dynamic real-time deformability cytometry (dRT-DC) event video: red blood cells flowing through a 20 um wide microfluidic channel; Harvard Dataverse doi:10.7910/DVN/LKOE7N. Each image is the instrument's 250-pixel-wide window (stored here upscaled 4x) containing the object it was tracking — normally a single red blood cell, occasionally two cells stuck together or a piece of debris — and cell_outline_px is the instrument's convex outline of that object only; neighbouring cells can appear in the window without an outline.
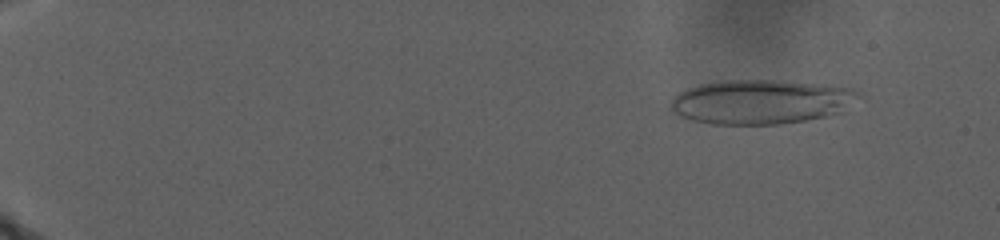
{"species": "human", "species_latin": "Homo sapiens", "temperature_condition": "warm", "stored_images_in_passage": 54, "camera_frame_rate_fps": 3000, "um_per_image_px": 0.085, "donor": {"sex": "male"}, "frame": {"image": 1, "passage_image": 5, "time_ms": 3.333, "image_size_px": [1000, 240], "cell_outline_px": [[864, 96], [844, 112], [828, 116], [808, 120], [780, 124], [712, 124], [692, 120], [680, 116], [672, 112], [668, 104], [672, 96], [688, 88], [700, 84], [724, 80], [780, 80], [848, 88], [860, 92]], "centroid_in_image_um": [64.7, 8.66], "position_along_channel_um": 20.3, "area_um2": 49.07}}
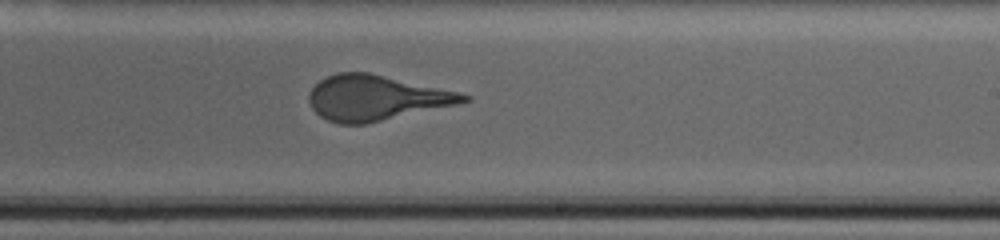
{"frame": {"image": 2, "passage_image": 35, "time_ms": 24.0, "image_size_px": [1000, 240], "cell_outline_px": [[472, 100], [456, 104], [364, 124], [340, 124], [328, 120], [320, 116], [312, 108], [308, 100], [308, 96], [312, 88], [320, 80], [336, 72], [368, 72], [460, 92], [472, 96]], "centroid_in_image_um": [31.95, 8.31], "position_along_channel_um": 257.1, "area_um2": 40.34}}
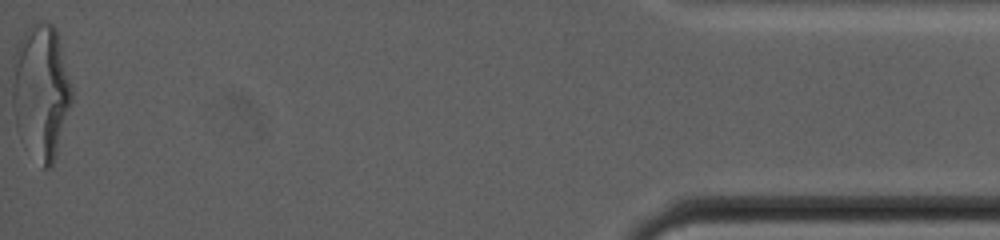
{"frame": {"image": 3, "passage_image": 54, "time_ms": 36.667, "image_size_px": [1000, 240], "cell_outline_px": [[72, 104], [56, 156], [52, 168], [44, 168], [16, 128], [12, 104], [12, 88], [20, 40], [24, 32], [32, 24], [40, 20], [44, 20], [52, 24], [56, 28], [72, 88]], "centroid_in_image_um": [3.53, 7.78], "position_along_channel_um": 431.7, "area_um2": 45.78}}